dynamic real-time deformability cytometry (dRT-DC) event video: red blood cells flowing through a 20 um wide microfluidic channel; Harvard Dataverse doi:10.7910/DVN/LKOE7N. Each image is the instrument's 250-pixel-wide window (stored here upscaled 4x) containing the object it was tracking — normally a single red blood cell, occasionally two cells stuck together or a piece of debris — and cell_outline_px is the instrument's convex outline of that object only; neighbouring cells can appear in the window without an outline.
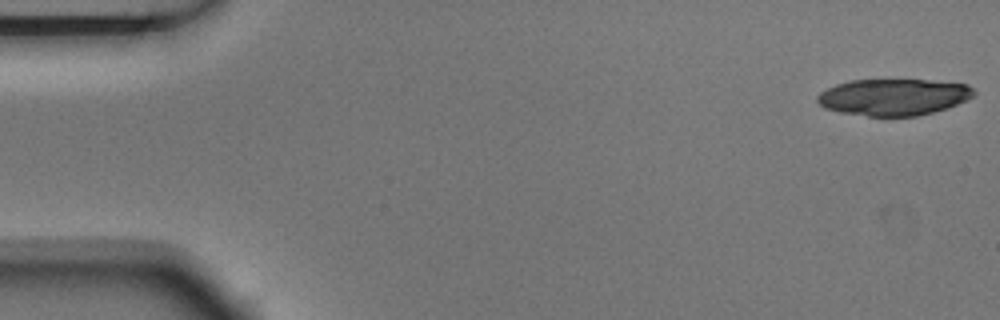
{"species": "Egyptian fruit bat (a non-hibernating species)", "species_latin": "Rousettus aegyptiacus", "temperature_condition": "room temperature", "stored_images_in_passage": 4, "camera_frame_rate_fps": 3000, "um_per_image_px": 0.085, "animal": {"sex": "male"}, "frame": {"image": 1, "passage_image": 1, "time_ms": 0.0, "image_size_px": [1000, 320], "cell_outline_px": [[976, 92], [968, 100], [948, 108], [916, 116], [868, 116], [840, 112], [824, 108], [816, 100], [816, 96], [820, 92], [836, 84], [852, 80], [932, 80], [968, 84]], "centroid_in_image_um": [75.96, 8.25], "position_along_channel_um": 9.0, "area_um2": 33.47}}